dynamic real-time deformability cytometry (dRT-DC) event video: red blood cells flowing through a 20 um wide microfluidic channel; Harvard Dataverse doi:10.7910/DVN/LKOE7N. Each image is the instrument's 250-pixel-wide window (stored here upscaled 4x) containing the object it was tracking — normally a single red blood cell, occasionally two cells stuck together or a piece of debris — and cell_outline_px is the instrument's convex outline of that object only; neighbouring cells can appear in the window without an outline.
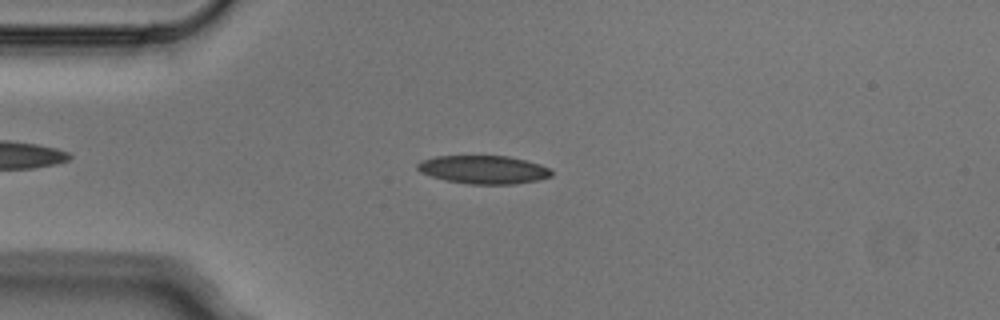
{"species": "Egyptian fruit bat (a non-hibernating species)", "species_latin": "Rousettus aegyptiacus", "temperature_condition": "cold", "stored_images_in_passage": 6, "camera_frame_rate_fps": 3000, "um_per_image_px": 0.085, "animal": {"sex": "male"}, "frame": {"image": 1, "passage_image": 4, "time_ms": 1.0, "image_size_px": [1000, 320], "cell_outline_px": [[552, 176], [536, 180], [512, 184], [468, 184], [448, 180], [432, 176], [420, 172], [416, 168], [416, 164], [424, 160], [436, 156], [508, 156], [540, 164], [548, 168], [552, 172]], "centroid_in_image_um": [41.09, 14.41], "position_along_channel_um": 43.9, "area_um2": 21.79}}
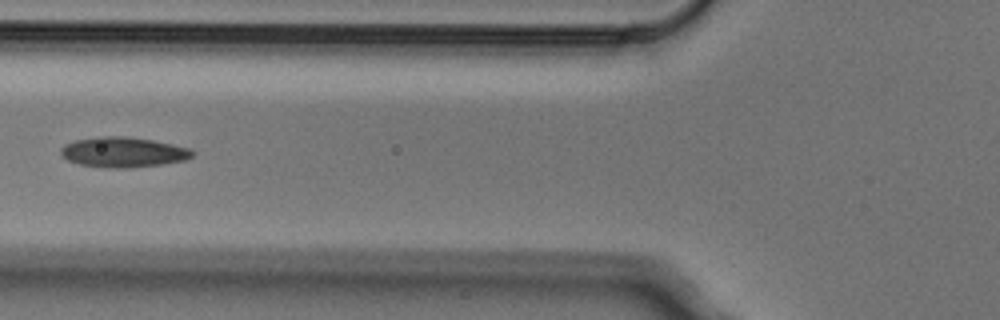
{"frame": {"image": 2, "passage_image": 6, "time_ms": 1.667, "image_size_px": [1000, 320], "cell_outline_px": [[196, 152], [192, 156], [184, 160], [160, 164], [128, 168], [108, 168], [80, 164], [68, 160], [60, 156], [60, 148], [64, 144], [76, 140], [96, 136], [124, 136], [152, 140], [172, 144], [188, 148]], "centroid_in_image_um": [10.43, 12.93], "position_along_channel_um": 115.4, "area_um2": 23.12}}